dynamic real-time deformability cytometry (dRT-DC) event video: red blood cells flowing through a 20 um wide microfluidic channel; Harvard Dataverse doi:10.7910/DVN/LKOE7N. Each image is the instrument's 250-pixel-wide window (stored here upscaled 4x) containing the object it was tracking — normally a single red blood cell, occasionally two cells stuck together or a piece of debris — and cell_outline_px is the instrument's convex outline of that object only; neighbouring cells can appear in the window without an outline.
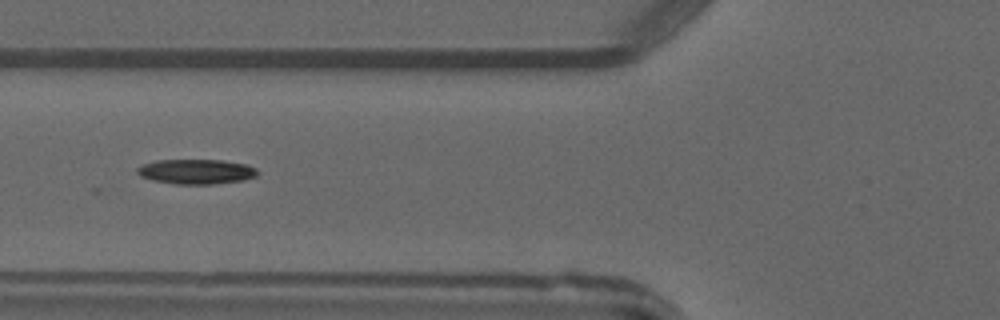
{"species": "common noctule bat (a hibernating species)", "species_latin": "Nyctalus noctula", "temperature_condition": "warm", "stored_images_in_passage": 5, "camera_frame_rate_fps": 3000, "um_per_image_px": 0.085, "animal": {"sex": "male", "forearm_length_mm": 52.5}, "frame": {"image": 1, "passage_image": 5, "time_ms": 4.667, "image_size_px": [1000, 320], "cell_outline_px": [[260, 172], [256, 176], [244, 180], [212, 184], [172, 184], [152, 180], [140, 176], [136, 172], [136, 168], [144, 164], [156, 160], [224, 160], [248, 164], [256, 168]], "centroid_in_image_um": [16.7, 14.58], "position_along_channel_um": 109.1, "area_um2": 17.63}}